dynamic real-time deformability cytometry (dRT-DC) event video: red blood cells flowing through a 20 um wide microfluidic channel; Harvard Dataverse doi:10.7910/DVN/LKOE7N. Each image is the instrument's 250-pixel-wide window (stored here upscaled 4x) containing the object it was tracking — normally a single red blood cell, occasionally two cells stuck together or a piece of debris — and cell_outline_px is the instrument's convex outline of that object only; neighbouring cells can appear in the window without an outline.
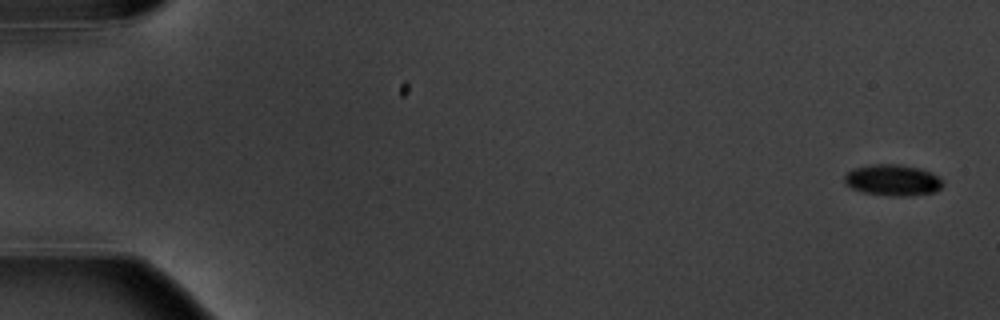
{"species": "common noctule bat (a hibernating species)", "species_latin": "Nyctalus noctula", "temperature_condition": "warm", "stored_images_in_passage": 4, "camera_frame_rate_fps": 3000, "um_per_image_px": 0.085, "animal": {"sex": "male", "body_mass_g": 20.1, "forearm_length_mm": 53.5}, "frame": {"image": 1, "passage_image": 1, "time_ms": 0.0, "image_size_px": [1000, 320], "cell_outline_px": [[944, 184], [936, 192], [912, 196], [888, 196], [864, 192], [852, 188], [844, 184], [844, 176], [852, 168], [872, 164], [896, 164], [916, 168], [932, 172], [944, 180]], "centroid_in_image_um": [75.89, 15.32], "position_along_channel_um": 9.1, "area_um2": 18.09}}